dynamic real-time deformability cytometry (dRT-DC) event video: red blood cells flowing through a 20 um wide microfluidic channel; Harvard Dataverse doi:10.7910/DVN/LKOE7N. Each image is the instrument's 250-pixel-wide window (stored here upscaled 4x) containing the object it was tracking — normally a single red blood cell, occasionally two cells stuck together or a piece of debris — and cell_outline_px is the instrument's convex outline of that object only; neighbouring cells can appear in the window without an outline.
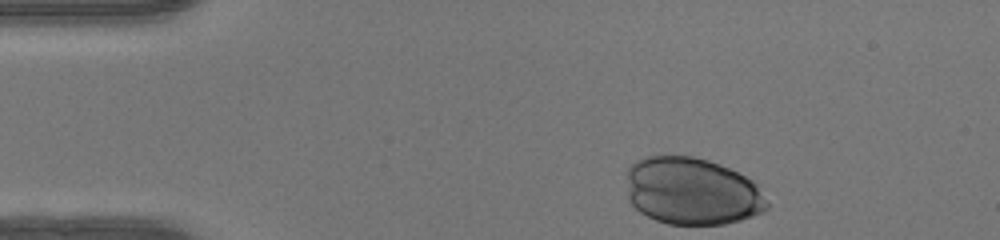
{"species": "human", "species_latin": "Homo sapiens", "temperature_condition": "warm", "stored_images_in_passage": 34, "camera_frame_rate_fps": 3000, "um_per_image_px": 0.085, "donor": {"sex": "female"}, "frame": {"image": 1, "passage_image": 1, "time_ms": 0.0, "image_size_px": [1000, 240], "cell_outline_px": [[768, 208], [764, 212], [740, 220], [724, 224], [668, 224], [656, 220], [640, 212], [628, 200], [628, 168], [636, 160], [644, 156], [692, 156], [708, 160], [720, 164], [752, 180], [756, 184], [768, 204]], "centroid_in_image_um": [58.81, 16.25], "position_along_channel_um": 26.2, "area_um2": 55.03}}